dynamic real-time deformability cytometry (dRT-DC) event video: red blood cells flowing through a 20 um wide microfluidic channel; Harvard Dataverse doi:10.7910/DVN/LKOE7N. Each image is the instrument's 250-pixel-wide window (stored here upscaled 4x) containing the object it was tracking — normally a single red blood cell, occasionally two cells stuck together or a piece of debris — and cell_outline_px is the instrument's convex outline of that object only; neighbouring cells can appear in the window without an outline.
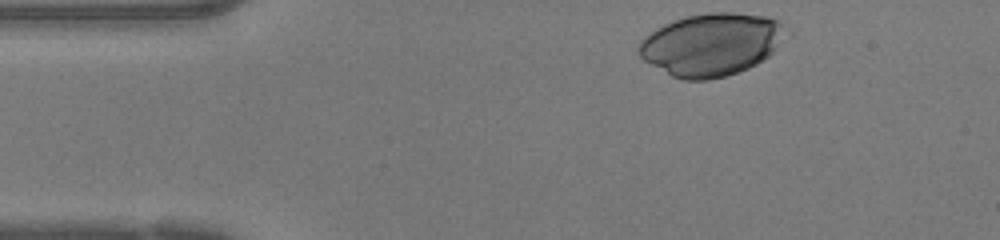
{"species": "human", "species_latin": "Homo sapiens", "temperature_condition": "warm", "stored_images_in_passage": 32, "camera_frame_rate_fps": 3000, "um_per_image_px": 0.085, "donor": {"sex": "female"}, "frame": {"image": 1, "passage_image": 1, "time_ms": 0.0, "image_size_px": [1000, 240], "cell_outline_px": [[784, 28], [772, 52], [764, 60], [748, 68], [724, 76], [708, 80], [680, 80], [672, 76], [644, 60], [640, 56], [636, 48], [640, 40], [648, 32], [672, 20], [688, 16], [708, 12], [736, 12], [764, 16], [776, 20], [784, 24]], "centroid_in_image_um": [60.37, 3.77], "position_along_channel_um": 24.6, "area_um2": 53.18}}
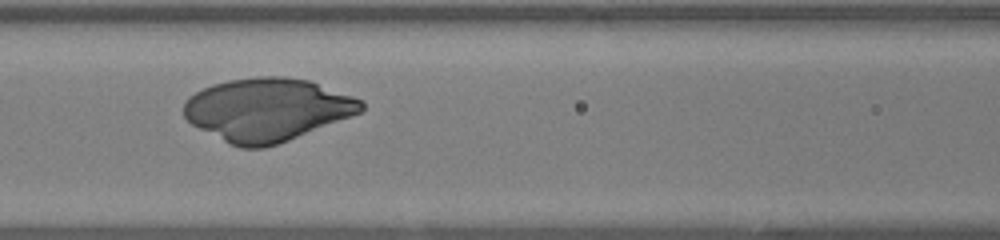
{"frame": {"image": 2, "passage_image": 14, "time_ms": 4.333, "image_size_px": [1000, 240], "cell_outline_px": [[364, 108], [360, 112], [352, 116], [288, 140], [264, 148], [240, 148], [192, 124], [184, 116], [184, 104], [188, 96], [212, 84], [228, 80], [256, 76], [284, 76], [308, 80], [364, 100]], "centroid_in_image_um": [22.72, 9.3], "position_along_channel_um": 143.9, "area_um2": 64.62}}
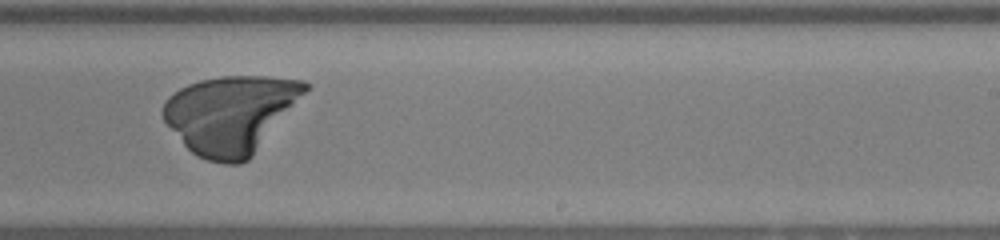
{"frame": {"image": 3, "passage_image": 23, "time_ms": 7.333, "image_size_px": [1000, 240], "cell_outline_px": [[312, 84], [252, 156], [248, 160], [240, 164], [224, 164], [208, 160], [192, 152], [184, 144], [164, 120], [160, 112], [168, 96], [180, 88], [188, 84], [200, 80], [220, 76], [268, 76], [304, 80]], "centroid_in_image_um": [19.6, 9.69], "position_along_channel_um": 269.4, "area_um2": 63.93}}